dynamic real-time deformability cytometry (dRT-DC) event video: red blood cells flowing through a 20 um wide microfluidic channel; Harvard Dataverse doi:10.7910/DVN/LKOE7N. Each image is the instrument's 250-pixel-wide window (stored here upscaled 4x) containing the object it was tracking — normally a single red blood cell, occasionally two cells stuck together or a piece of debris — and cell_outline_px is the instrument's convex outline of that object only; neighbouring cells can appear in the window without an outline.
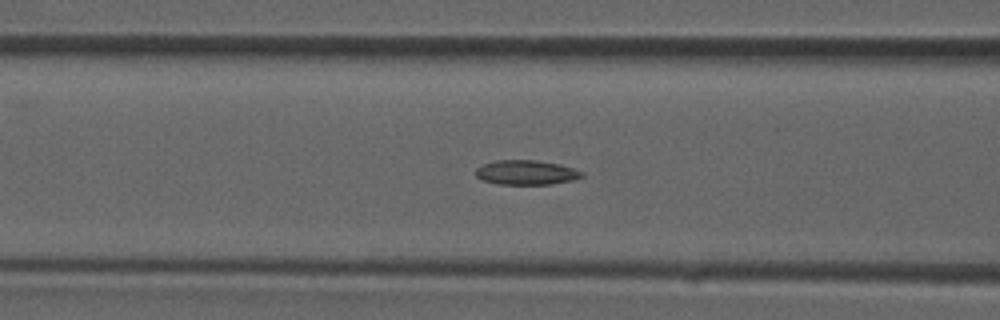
{"species": "common noctule bat (a hibernating species)", "species_latin": "Nyctalus noctula", "temperature_condition": "room temperature", "stored_images_in_passage": 39, "camera_frame_rate_fps": 3000, "um_per_image_px": 0.085, "animal": {"sex": "male", "forearm_length_mm": 52.5}, "frame": {"image": 1, "passage_image": 15, "time_ms": 4.667, "image_size_px": [1000, 320], "cell_outline_px": [[584, 176], [572, 180], [552, 184], [496, 184], [480, 180], [476, 176], [476, 168], [484, 164], [496, 160], [536, 160], [560, 164], [584, 172]], "centroid_in_image_um": [44.72, 14.66], "position_along_channel_um": 121.9, "area_um2": 15.26}}
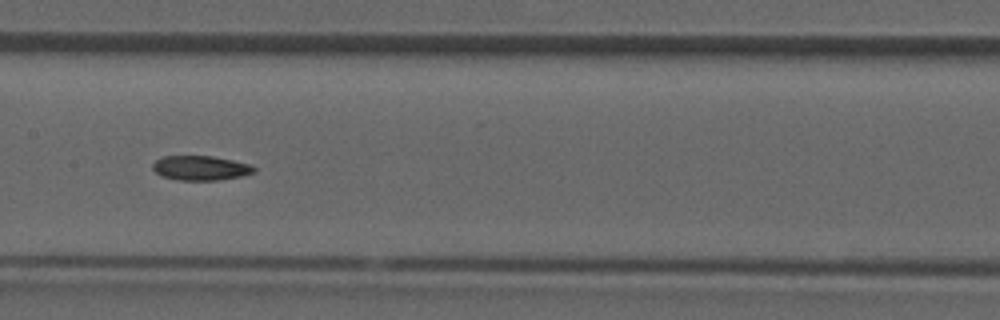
{"frame": {"image": 2, "passage_image": 19, "time_ms": 6.0, "image_size_px": [1000, 320], "cell_outline_px": [[256, 172], [240, 176], [216, 180], [176, 180], [160, 176], [152, 168], [152, 164], [156, 160], [164, 156], [212, 156], [252, 164], [256, 168]], "centroid_in_image_um": [17.05, 14.28], "position_along_channel_um": 190.4, "area_um2": 14.57}}
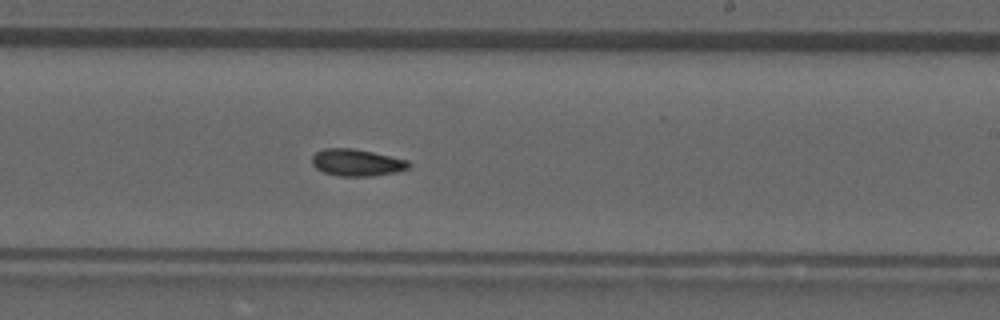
{"frame": {"image": 3, "passage_image": 23, "time_ms": 7.333, "image_size_px": [1000, 320], "cell_outline_px": [[412, 164], [408, 168], [396, 172], [372, 176], [340, 176], [324, 172], [316, 168], [312, 164], [312, 156], [316, 152], [324, 148], [352, 148], [372, 152], [408, 160]], "centroid_in_image_um": [30.32, 13.81], "position_along_channel_um": 258.7, "area_um2": 15.14}}